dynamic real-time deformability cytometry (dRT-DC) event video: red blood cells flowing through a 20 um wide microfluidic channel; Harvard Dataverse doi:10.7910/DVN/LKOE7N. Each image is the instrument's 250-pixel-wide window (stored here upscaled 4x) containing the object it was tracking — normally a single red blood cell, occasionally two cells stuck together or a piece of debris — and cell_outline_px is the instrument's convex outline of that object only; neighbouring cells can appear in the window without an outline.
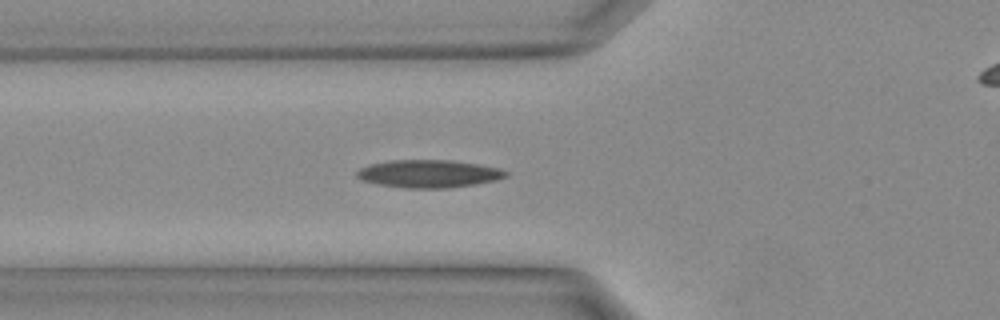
{"species": "Egyptian fruit bat (a non-hibernating species)", "species_latin": "Rousettus aegyptiacus", "temperature_condition": "warm", "stored_images_in_passage": 27, "segment_of_instrument_passage": [1, 2], "camera_frame_rate_fps": 3000, "um_per_image_px": 0.085, "animal": {"sex": "female"}, "frame": {"image": 1, "passage_image": 5, "time_ms": 1.333, "image_size_px": [1000, 320], "cell_outline_px": [[508, 176], [496, 180], [448, 188], [408, 188], [376, 184], [360, 180], [356, 176], [356, 172], [360, 168], [368, 164], [388, 160], [452, 160], [500, 168], [508, 172]], "centroid_in_image_um": [36.39, 14.76], "position_along_channel_um": 89.4, "area_um2": 24.16}}
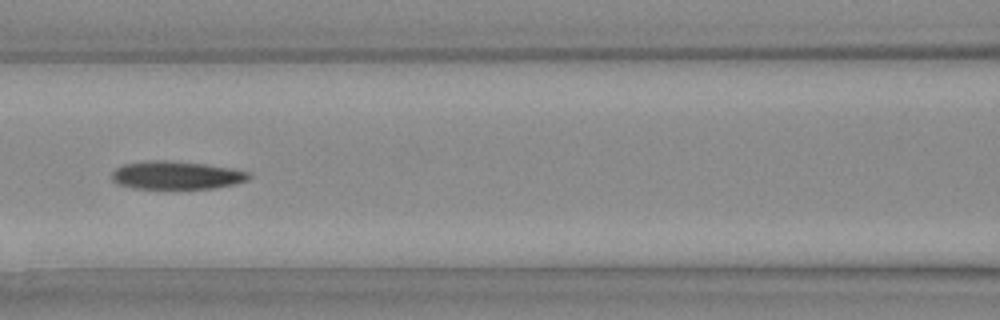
{"frame": {"image": 2, "passage_image": 8, "time_ms": 2.333, "image_size_px": [1000, 320], "cell_outline_px": [[252, 176], [248, 180], [232, 184], [212, 188], [136, 188], [120, 184], [112, 180], [112, 172], [116, 168], [124, 164], [156, 160], [168, 160], [208, 164], [236, 168], [252, 172]], "centroid_in_image_um": [15.08, 14.88], "position_along_channel_um": 151.5, "area_um2": 22.43}}
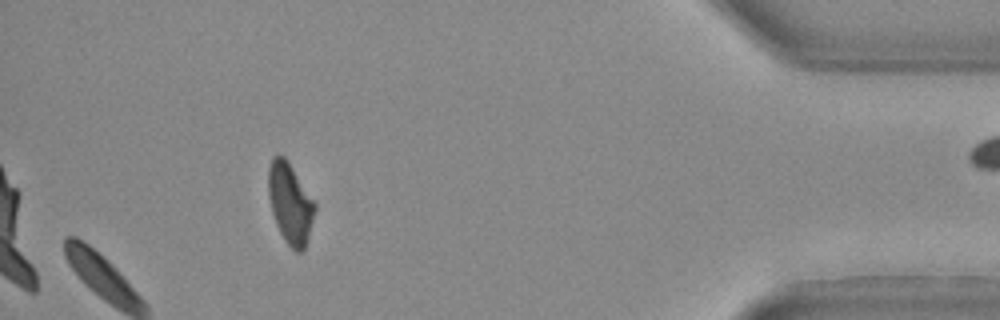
{"frame": {"image": 3, "passage_image": 23, "time_ms": 7.333, "image_size_px": [1000, 320], "cell_outline_px": [[316, 208], [308, 236], [304, 248], [300, 252], [296, 252], [284, 240], [276, 224], [272, 212], [268, 196], [268, 168], [272, 156], [284, 156], [316, 204]], "centroid_in_image_um": [24.64, 17.28], "position_along_channel_um": 410.6, "area_um2": 21.44}}